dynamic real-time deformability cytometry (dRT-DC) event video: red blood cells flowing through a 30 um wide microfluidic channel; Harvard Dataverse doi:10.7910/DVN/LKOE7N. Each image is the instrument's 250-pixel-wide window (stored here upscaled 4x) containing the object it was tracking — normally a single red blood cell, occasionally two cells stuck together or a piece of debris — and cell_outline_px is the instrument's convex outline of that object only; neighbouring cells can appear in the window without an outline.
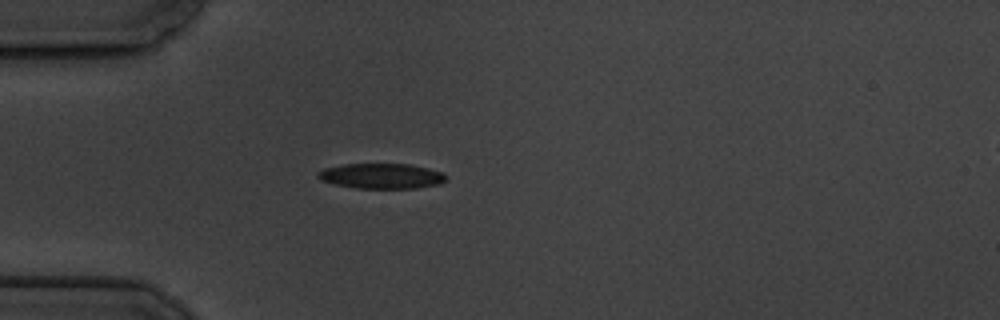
{"species": "common noctule bat (a hibernating species)", "species_latin": "Nyctalus noctula", "temperature_condition": "cold", "stored_images_in_passage": 10, "camera_frame_rate_fps": 3000, "um_per_image_px": 0.085, "animal": {"sex": "male", "body_mass_g": 19.5, "forearm_length_mm": 54.6}, "frame": {"image": 1, "passage_image": 3, "time_ms": 2.333, "image_size_px": [1000, 320], "cell_outline_px": [[448, 176], [440, 184], [416, 188], [356, 188], [336, 184], [320, 180], [316, 176], [316, 172], [324, 168], [344, 164], [408, 164], [428, 168], [444, 172]], "centroid_in_image_um": [32.43, 14.96], "position_along_channel_um": 52.6, "area_um2": 18.9}}
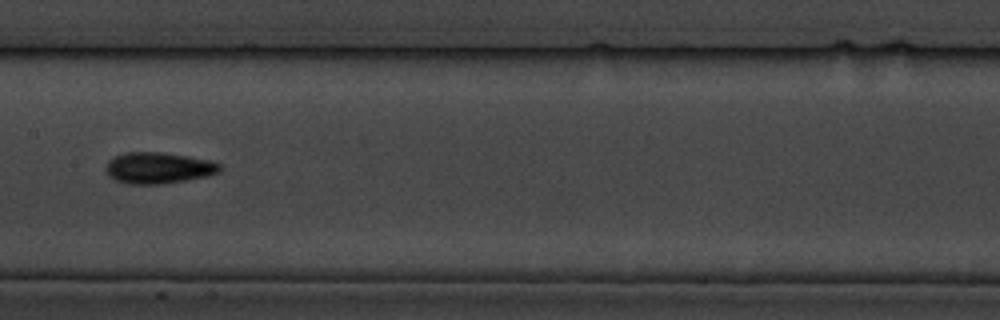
{"frame": {"image": 2, "passage_image": 7, "time_ms": 6.667, "image_size_px": [1000, 320], "cell_outline_px": [[220, 172], [208, 176], [160, 184], [128, 184], [116, 180], [108, 176], [104, 168], [108, 160], [112, 156], [124, 152], [160, 152], [208, 160], [220, 164]], "centroid_in_image_um": [13.39, 14.27], "position_along_channel_um": 194.0, "area_um2": 20.75}}
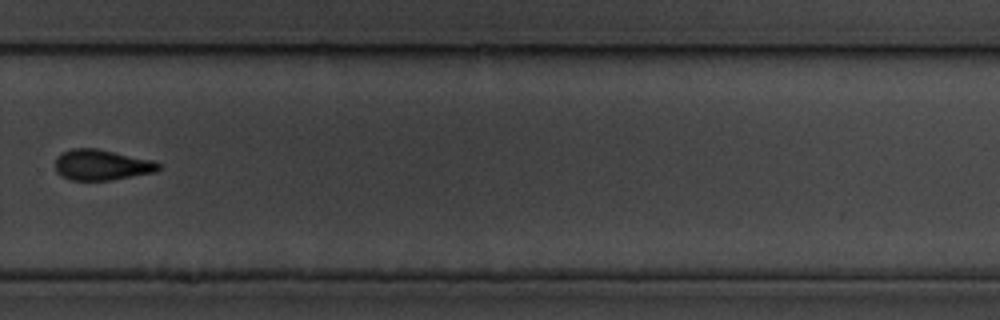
{"frame": {"image": 3, "passage_image": 10, "time_ms": 10.333, "image_size_px": [1000, 320], "cell_outline_px": [[160, 168], [156, 172], [112, 180], [72, 180], [60, 176], [56, 172], [56, 160], [64, 152], [72, 148], [96, 148], [152, 160], [160, 164]], "centroid_in_image_um": [8.65, 14.03], "position_along_channel_um": 321.1, "area_um2": 18.32}}